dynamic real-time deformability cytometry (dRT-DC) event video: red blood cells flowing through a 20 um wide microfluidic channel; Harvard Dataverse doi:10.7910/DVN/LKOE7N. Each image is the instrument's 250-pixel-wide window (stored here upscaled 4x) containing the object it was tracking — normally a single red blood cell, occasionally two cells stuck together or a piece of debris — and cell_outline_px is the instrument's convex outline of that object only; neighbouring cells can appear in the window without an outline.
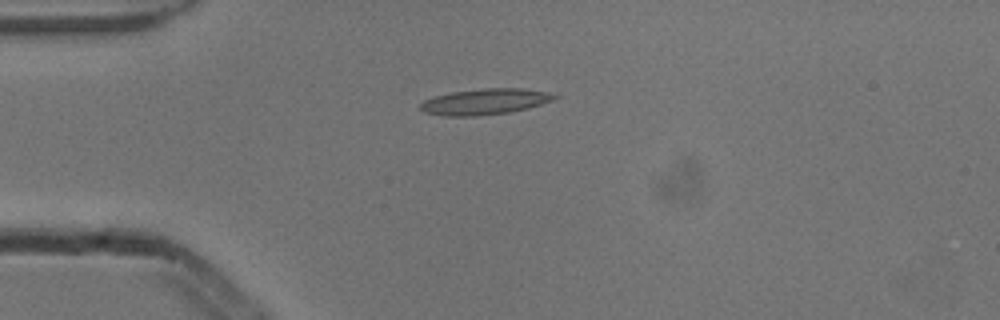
{"species": "common noctule bat (a hibernating species)", "species_latin": "Nyctalus noctula", "temperature_condition": "cold", "stored_images_in_passage": 6, "camera_frame_rate_fps": 3000, "um_per_image_px": 0.085, "animal": {"sex": "male", "body_mass_g": 13.3}, "frame": {"image": 1, "passage_image": 3, "time_ms": 0.667, "image_size_px": [1000, 320], "cell_outline_px": [[560, 96], [556, 100], [528, 108], [508, 112], [476, 116], [448, 116], [424, 112], [420, 108], [420, 104], [424, 100], [436, 96], [452, 92], [484, 88], [524, 88], [544, 92]], "centroid_in_image_um": [41.25, 8.64], "position_along_channel_um": 43.7, "area_um2": 20.11}}
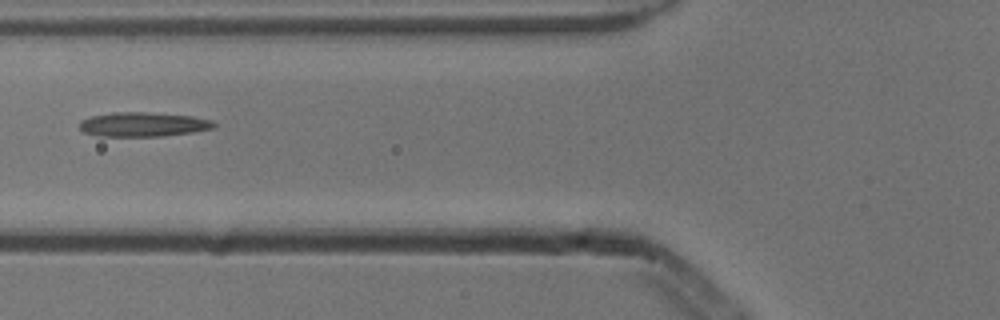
{"frame": {"image": 2, "passage_image": 5, "time_ms": 1.333, "image_size_px": [1000, 320], "cell_outline_px": [[216, 128], [192, 132], [160, 136], [100, 136], [84, 132], [80, 128], [80, 120], [88, 116], [112, 112], [148, 112], [192, 116], [212, 120], [216, 124]], "centroid_in_image_um": [12.16, 10.56], "position_along_channel_um": 113.6, "area_um2": 19.19}}
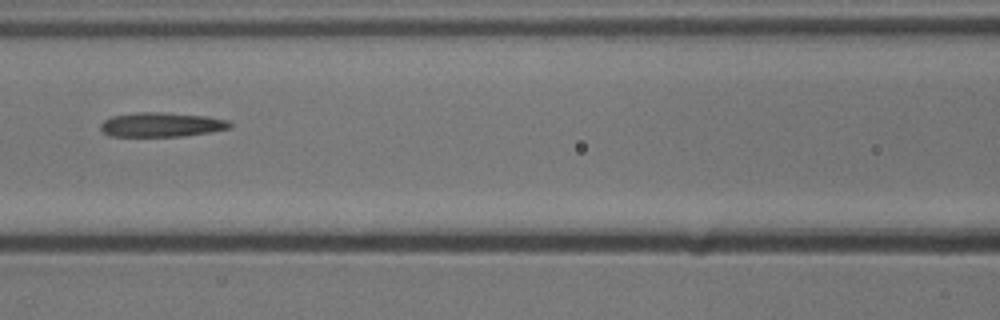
{"frame": {"image": 3, "passage_image": 6, "time_ms": 1.667, "image_size_px": [1000, 320], "cell_outline_px": [[232, 128], [212, 132], [184, 136], [108, 136], [100, 128], [100, 124], [104, 120], [112, 116], [136, 112], [164, 112], [208, 116], [228, 120], [232, 124]], "centroid_in_image_um": [13.76, 10.59], "position_along_channel_um": 152.8, "area_um2": 18.61}}